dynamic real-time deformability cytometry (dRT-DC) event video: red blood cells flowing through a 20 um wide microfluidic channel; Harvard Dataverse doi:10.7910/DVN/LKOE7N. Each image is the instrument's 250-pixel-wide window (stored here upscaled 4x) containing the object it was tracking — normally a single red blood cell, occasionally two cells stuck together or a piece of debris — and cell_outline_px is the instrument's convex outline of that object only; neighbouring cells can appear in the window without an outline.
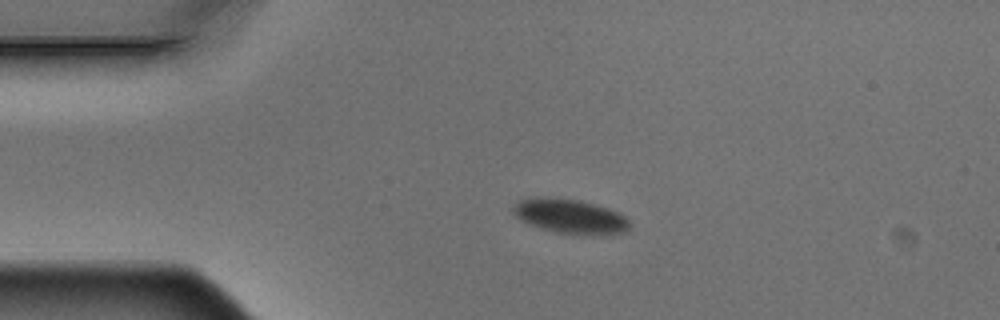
{"species": "Egyptian fruit bat (a non-hibernating species)", "species_latin": "Rousettus aegyptiacus", "temperature_condition": "warm", "stored_images_in_passage": 3, "camera_frame_rate_fps": 3000, "um_per_image_px": 0.085, "animal": {"sex": "male"}, "frame": {"image": 1, "passage_image": 2, "time_ms": 0.333, "image_size_px": [1000, 320], "cell_outline_px": [[632, 224], [628, 232], [580, 236], [556, 232], [540, 228], [516, 216], [512, 212], [512, 208], [520, 200], [528, 196], [580, 200], [608, 208], [624, 216]], "centroid_in_image_um": [48.5, 18.4], "position_along_channel_um": 36.5, "area_um2": 23.47}}